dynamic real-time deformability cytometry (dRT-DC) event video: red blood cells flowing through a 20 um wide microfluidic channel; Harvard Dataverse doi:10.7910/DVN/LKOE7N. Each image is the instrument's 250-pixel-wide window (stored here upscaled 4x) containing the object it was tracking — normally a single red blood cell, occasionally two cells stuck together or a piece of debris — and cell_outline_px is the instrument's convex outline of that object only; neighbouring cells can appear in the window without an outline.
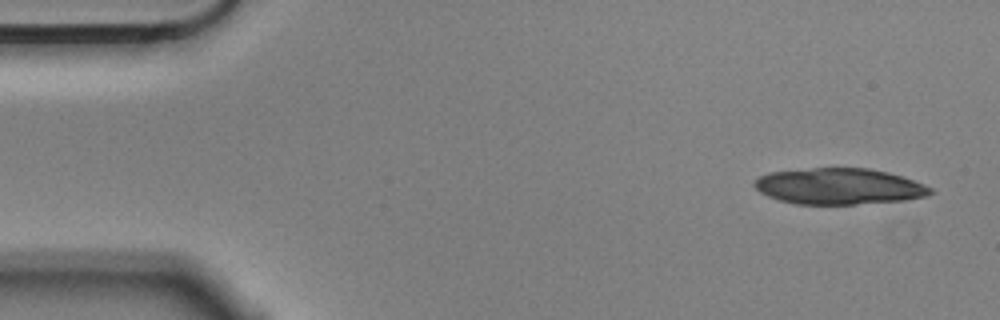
{"species": "Egyptian fruit bat (a non-hibernating species)", "species_latin": "Rousettus aegyptiacus", "temperature_condition": "cold", "stored_images_in_passage": 9, "camera_frame_rate_fps": 3000, "um_per_image_px": 0.085, "animal": {"sex": "male"}, "frame": {"image": 1, "passage_image": 1, "time_ms": 0.0, "image_size_px": [1000, 320], "cell_outline_px": [[936, 192], [928, 196], [908, 200], [856, 204], [796, 204], [780, 200], [768, 196], [760, 192], [752, 184], [752, 180], [768, 172], [812, 168], [868, 168], [888, 172], [924, 184], [932, 188]], "centroid_in_image_um": [71.33, 15.84], "position_along_channel_um": 13.7, "area_um2": 37.28}}
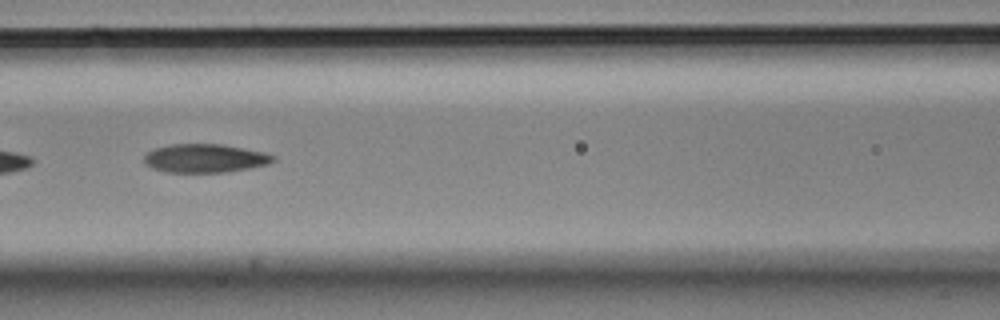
{"frame": {"image": 2, "passage_image": 6, "time_ms": 1.667, "image_size_px": [1000, 320], "cell_outline_px": [[276, 160], [268, 164], [228, 172], [164, 172], [152, 168], [144, 164], [144, 156], [148, 152], [156, 148], [172, 144], [220, 144], [264, 152], [276, 156]], "centroid_in_image_um": [17.42, 13.46], "position_along_channel_um": 149.2, "area_um2": 21.44}}
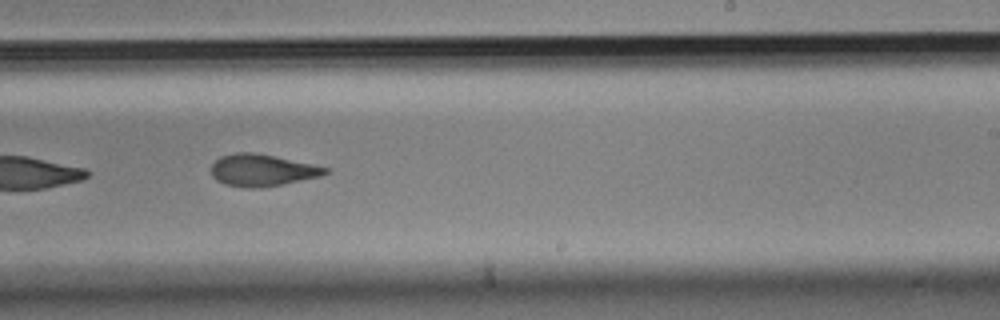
{"frame": {"image": 3, "passage_image": 9, "time_ms": 2.667, "image_size_px": [1000, 320], "cell_outline_px": [[328, 172], [320, 176], [260, 188], [248, 188], [224, 184], [216, 180], [212, 176], [212, 164], [220, 156], [236, 152], [252, 152], [312, 164], [328, 168]], "centroid_in_image_um": [22.22, 14.47], "position_along_channel_um": 266.8, "area_um2": 20.87}}